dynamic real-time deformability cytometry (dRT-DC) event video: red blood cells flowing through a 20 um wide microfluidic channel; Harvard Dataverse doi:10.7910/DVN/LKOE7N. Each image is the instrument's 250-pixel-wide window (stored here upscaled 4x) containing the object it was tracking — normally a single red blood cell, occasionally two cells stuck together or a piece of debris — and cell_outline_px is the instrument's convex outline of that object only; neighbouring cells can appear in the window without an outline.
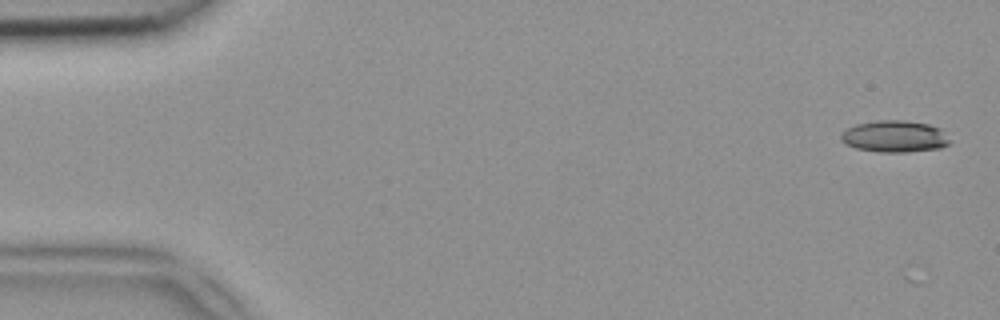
{"species": "common noctule bat (a hibernating species)", "species_latin": "Nyctalus noctula", "temperature_condition": "room temperature", "stored_images_in_passage": 8, "camera_frame_rate_fps": 3000, "um_per_image_px": 0.085, "animal": {"sex": "female", "body_mass_g": 18.4}, "frame": {"image": 1, "passage_image": 2, "time_ms": 0.333, "image_size_px": [1000, 320], "cell_outline_px": [[948, 144], [940, 148], [908, 152], [880, 152], [856, 148], [844, 144], [840, 140], [840, 132], [856, 124], [880, 120], [904, 120], [928, 124], [940, 128], [948, 140]], "centroid_in_image_um": [75.98, 11.6], "position_along_channel_um": 9.0, "area_um2": 20.06}}